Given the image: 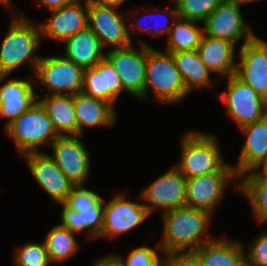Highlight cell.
<instances>
[{"mask_svg":"<svg viewBox=\"0 0 267 266\" xmlns=\"http://www.w3.org/2000/svg\"><path fill=\"white\" fill-rule=\"evenodd\" d=\"M202 266H246L244 248L237 242L214 239L194 251Z\"/></svg>","mask_w":267,"mask_h":266,"instance_id":"d4e9b609","label":"cell"},{"mask_svg":"<svg viewBox=\"0 0 267 266\" xmlns=\"http://www.w3.org/2000/svg\"><path fill=\"white\" fill-rule=\"evenodd\" d=\"M93 266H123L121 262L114 256L109 255L97 260Z\"/></svg>","mask_w":267,"mask_h":266,"instance_id":"f35d334b","label":"cell"},{"mask_svg":"<svg viewBox=\"0 0 267 266\" xmlns=\"http://www.w3.org/2000/svg\"><path fill=\"white\" fill-rule=\"evenodd\" d=\"M174 1H175V5H177L182 0H174Z\"/></svg>","mask_w":267,"mask_h":266,"instance_id":"7bdbcfd3","label":"cell"},{"mask_svg":"<svg viewBox=\"0 0 267 266\" xmlns=\"http://www.w3.org/2000/svg\"><path fill=\"white\" fill-rule=\"evenodd\" d=\"M179 22L174 21L165 52H180L197 50L200 44L203 30L196 27V21L177 18Z\"/></svg>","mask_w":267,"mask_h":266,"instance_id":"83f0119b","label":"cell"},{"mask_svg":"<svg viewBox=\"0 0 267 266\" xmlns=\"http://www.w3.org/2000/svg\"><path fill=\"white\" fill-rule=\"evenodd\" d=\"M88 27L99 38L102 47L115 48L132 45L129 28L116 8L103 7L88 0Z\"/></svg>","mask_w":267,"mask_h":266,"instance_id":"5bb4252c","label":"cell"},{"mask_svg":"<svg viewBox=\"0 0 267 266\" xmlns=\"http://www.w3.org/2000/svg\"><path fill=\"white\" fill-rule=\"evenodd\" d=\"M220 98L240 128L267 115V101L235 74L228 77V91L220 94Z\"/></svg>","mask_w":267,"mask_h":266,"instance_id":"52a82bcc","label":"cell"},{"mask_svg":"<svg viewBox=\"0 0 267 266\" xmlns=\"http://www.w3.org/2000/svg\"><path fill=\"white\" fill-rule=\"evenodd\" d=\"M140 47L139 50L134 49L132 45L113 48L105 54V58L118 73L123 89L144 100L147 44L140 40Z\"/></svg>","mask_w":267,"mask_h":266,"instance_id":"9c48e42d","label":"cell"},{"mask_svg":"<svg viewBox=\"0 0 267 266\" xmlns=\"http://www.w3.org/2000/svg\"><path fill=\"white\" fill-rule=\"evenodd\" d=\"M0 2L10 7L11 0H0Z\"/></svg>","mask_w":267,"mask_h":266,"instance_id":"b9f144b4","label":"cell"},{"mask_svg":"<svg viewBox=\"0 0 267 266\" xmlns=\"http://www.w3.org/2000/svg\"><path fill=\"white\" fill-rule=\"evenodd\" d=\"M5 131L14 140L21 155L39 152V145L47 143L45 145L50 146V143L59 137L45 108L39 101L8 124Z\"/></svg>","mask_w":267,"mask_h":266,"instance_id":"8992f818","label":"cell"},{"mask_svg":"<svg viewBox=\"0 0 267 266\" xmlns=\"http://www.w3.org/2000/svg\"><path fill=\"white\" fill-rule=\"evenodd\" d=\"M84 72V68L65 57L50 56L41 57L34 73L50 95L64 94L65 90L69 91L65 94L75 95L82 91Z\"/></svg>","mask_w":267,"mask_h":266,"instance_id":"ba28073f","label":"cell"},{"mask_svg":"<svg viewBox=\"0 0 267 266\" xmlns=\"http://www.w3.org/2000/svg\"><path fill=\"white\" fill-rule=\"evenodd\" d=\"M214 136L191 131L181 144V162L175 166L186 178L214 172H235L221 158Z\"/></svg>","mask_w":267,"mask_h":266,"instance_id":"3957f363","label":"cell"},{"mask_svg":"<svg viewBox=\"0 0 267 266\" xmlns=\"http://www.w3.org/2000/svg\"><path fill=\"white\" fill-rule=\"evenodd\" d=\"M50 11L57 10L64 5L71 4L77 0H39Z\"/></svg>","mask_w":267,"mask_h":266,"instance_id":"8d00e7d4","label":"cell"},{"mask_svg":"<svg viewBox=\"0 0 267 266\" xmlns=\"http://www.w3.org/2000/svg\"><path fill=\"white\" fill-rule=\"evenodd\" d=\"M83 184L74 185L67 200L61 203V226L77 233L91 229V237H99L103 227L104 199L99 194L83 188Z\"/></svg>","mask_w":267,"mask_h":266,"instance_id":"5b68a950","label":"cell"},{"mask_svg":"<svg viewBox=\"0 0 267 266\" xmlns=\"http://www.w3.org/2000/svg\"><path fill=\"white\" fill-rule=\"evenodd\" d=\"M187 178L174 167L153 181L140 195L145 211L151 214L157 208L165 211L186 206Z\"/></svg>","mask_w":267,"mask_h":266,"instance_id":"30bf717a","label":"cell"},{"mask_svg":"<svg viewBox=\"0 0 267 266\" xmlns=\"http://www.w3.org/2000/svg\"><path fill=\"white\" fill-rule=\"evenodd\" d=\"M234 48L235 44L228 40L213 38L203 33L197 51L210 72L229 77L236 73L237 68L233 61Z\"/></svg>","mask_w":267,"mask_h":266,"instance_id":"7402d4cb","label":"cell"},{"mask_svg":"<svg viewBox=\"0 0 267 266\" xmlns=\"http://www.w3.org/2000/svg\"><path fill=\"white\" fill-rule=\"evenodd\" d=\"M50 146L54 155H49L75 185L84 184L90 171L88 151L78 136H59Z\"/></svg>","mask_w":267,"mask_h":266,"instance_id":"8fae6325","label":"cell"},{"mask_svg":"<svg viewBox=\"0 0 267 266\" xmlns=\"http://www.w3.org/2000/svg\"><path fill=\"white\" fill-rule=\"evenodd\" d=\"M162 215L164 238L159 245L161 252H194L203 244L214 240L209 235L206 240H201L212 215L208 211L185 206L165 211Z\"/></svg>","mask_w":267,"mask_h":266,"instance_id":"6da1fadb","label":"cell"},{"mask_svg":"<svg viewBox=\"0 0 267 266\" xmlns=\"http://www.w3.org/2000/svg\"><path fill=\"white\" fill-rule=\"evenodd\" d=\"M242 176L244 180L236 187L249 198L257 221L265 222L267 220V180L249 174V172L240 177Z\"/></svg>","mask_w":267,"mask_h":266,"instance_id":"f546056e","label":"cell"},{"mask_svg":"<svg viewBox=\"0 0 267 266\" xmlns=\"http://www.w3.org/2000/svg\"><path fill=\"white\" fill-rule=\"evenodd\" d=\"M165 256L167 258L162 260L161 266H202L194 252L165 253Z\"/></svg>","mask_w":267,"mask_h":266,"instance_id":"e575fe53","label":"cell"},{"mask_svg":"<svg viewBox=\"0 0 267 266\" xmlns=\"http://www.w3.org/2000/svg\"><path fill=\"white\" fill-rule=\"evenodd\" d=\"M12 17L13 21L0 49V82L27 61L33 63V70H36L41 59L38 56L33 57L36 48L39 47L40 27L23 14L19 17L14 14Z\"/></svg>","mask_w":267,"mask_h":266,"instance_id":"7a4b0ae2","label":"cell"},{"mask_svg":"<svg viewBox=\"0 0 267 266\" xmlns=\"http://www.w3.org/2000/svg\"><path fill=\"white\" fill-rule=\"evenodd\" d=\"M22 156L27 160L30 172L44 191L57 203H64L75 184L65 176L49 154L39 151Z\"/></svg>","mask_w":267,"mask_h":266,"instance_id":"9a60e30c","label":"cell"},{"mask_svg":"<svg viewBox=\"0 0 267 266\" xmlns=\"http://www.w3.org/2000/svg\"><path fill=\"white\" fill-rule=\"evenodd\" d=\"M154 249L141 246L132 250L125 261L121 256L114 255L123 266H161L162 259Z\"/></svg>","mask_w":267,"mask_h":266,"instance_id":"d6a6232c","label":"cell"},{"mask_svg":"<svg viewBox=\"0 0 267 266\" xmlns=\"http://www.w3.org/2000/svg\"><path fill=\"white\" fill-rule=\"evenodd\" d=\"M90 1L99 6L118 8L126 0H90Z\"/></svg>","mask_w":267,"mask_h":266,"instance_id":"ab89813d","label":"cell"},{"mask_svg":"<svg viewBox=\"0 0 267 266\" xmlns=\"http://www.w3.org/2000/svg\"><path fill=\"white\" fill-rule=\"evenodd\" d=\"M31 81L12 79L0 87V116L9 118L5 127L27 112L38 100Z\"/></svg>","mask_w":267,"mask_h":266,"instance_id":"ffe728a7","label":"cell"},{"mask_svg":"<svg viewBox=\"0 0 267 266\" xmlns=\"http://www.w3.org/2000/svg\"><path fill=\"white\" fill-rule=\"evenodd\" d=\"M227 1L234 2L240 6V4L247 3V2L250 3V2L256 1V0H227Z\"/></svg>","mask_w":267,"mask_h":266,"instance_id":"60d3db41","label":"cell"},{"mask_svg":"<svg viewBox=\"0 0 267 266\" xmlns=\"http://www.w3.org/2000/svg\"><path fill=\"white\" fill-rule=\"evenodd\" d=\"M223 0H182L175 9L166 10L163 13H169L177 18L204 22L217 8Z\"/></svg>","mask_w":267,"mask_h":266,"instance_id":"4dcf8cb0","label":"cell"},{"mask_svg":"<svg viewBox=\"0 0 267 266\" xmlns=\"http://www.w3.org/2000/svg\"><path fill=\"white\" fill-rule=\"evenodd\" d=\"M235 177L238 178L235 172H214L187 178L186 206L212 214L223 196L227 182Z\"/></svg>","mask_w":267,"mask_h":266,"instance_id":"2e32d148","label":"cell"},{"mask_svg":"<svg viewBox=\"0 0 267 266\" xmlns=\"http://www.w3.org/2000/svg\"><path fill=\"white\" fill-rule=\"evenodd\" d=\"M78 135L83 134L84 126H110L116 120V112L110 103L94 98L83 92L73 95Z\"/></svg>","mask_w":267,"mask_h":266,"instance_id":"603a6c76","label":"cell"},{"mask_svg":"<svg viewBox=\"0 0 267 266\" xmlns=\"http://www.w3.org/2000/svg\"><path fill=\"white\" fill-rule=\"evenodd\" d=\"M148 87L154 91L156 99L162 103L177 102L190 92L186 89L171 53H162L147 45L144 100Z\"/></svg>","mask_w":267,"mask_h":266,"instance_id":"277c9868","label":"cell"},{"mask_svg":"<svg viewBox=\"0 0 267 266\" xmlns=\"http://www.w3.org/2000/svg\"><path fill=\"white\" fill-rule=\"evenodd\" d=\"M168 53H171L185 87L189 92L197 87L202 88L211 85L210 71L200 59L197 50Z\"/></svg>","mask_w":267,"mask_h":266,"instance_id":"4316f807","label":"cell"},{"mask_svg":"<svg viewBox=\"0 0 267 266\" xmlns=\"http://www.w3.org/2000/svg\"><path fill=\"white\" fill-rule=\"evenodd\" d=\"M261 167H263L262 172L259 171ZM249 173L267 180V154L261 159V161Z\"/></svg>","mask_w":267,"mask_h":266,"instance_id":"74e56055","label":"cell"},{"mask_svg":"<svg viewBox=\"0 0 267 266\" xmlns=\"http://www.w3.org/2000/svg\"><path fill=\"white\" fill-rule=\"evenodd\" d=\"M148 216L142 203L128 201L125 195L118 194L104 205L103 227L99 237L113 238L129 232Z\"/></svg>","mask_w":267,"mask_h":266,"instance_id":"e0dca14e","label":"cell"},{"mask_svg":"<svg viewBox=\"0 0 267 266\" xmlns=\"http://www.w3.org/2000/svg\"><path fill=\"white\" fill-rule=\"evenodd\" d=\"M241 131L246 136L239 162L234 167L236 175L250 172L267 154V115L258 121L242 126Z\"/></svg>","mask_w":267,"mask_h":266,"instance_id":"44dd1931","label":"cell"},{"mask_svg":"<svg viewBox=\"0 0 267 266\" xmlns=\"http://www.w3.org/2000/svg\"><path fill=\"white\" fill-rule=\"evenodd\" d=\"M77 0L51 11L52 18L40 26L41 33L58 41H65L88 27V0L85 6Z\"/></svg>","mask_w":267,"mask_h":266,"instance_id":"ac0fdd59","label":"cell"},{"mask_svg":"<svg viewBox=\"0 0 267 266\" xmlns=\"http://www.w3.org/2000/svg\"><path fill=\"white\" fill-rule=\"evenodd\" d=\"M65 58L84 69L94 67L105 58L99 38L87 27L64 41Z\"/></svg>","mask_w":267,"mask_h":266,"instance_id":"cb8c5ba5","label":"cell"},{"mask_svg":"<svg viewBox=\"0 0 267 266\" xmlns=\"http://www.w3.org/2000/svg\"><path fill=\"white\" fill-rule=\"evenodd\" d=\"M123 90L118 73L106 58L85 69L81 91L84 94L105 100L113 106Z\"/></svg>","mask_w":267,"mask_h":266,"instance_id":"d6986e66","label":"cell"},{"mask_svg":"<svg viewBox=\"0 0 267 266\" xmlns=\"http://www.w3.org/2000/svg\"><path fill=\"white\" fill-rule=\"evenodd\" d=\"M235 75L267 101V43L254 37L243 43Z\"/></svg>","mask_w":267,"mask_h":266,"instance_id":"4fadbf2b","label":"cell"},{"mask_svg":"<svg viewBox=\"0 0 267 266\" xmlns=\"http://www.w3.org/2000/svg\"><path fill=\"white\" fill-rule=\"evenodd\" d=\"M74 234L60 224L49 231L44 244L50 263L64 262L76 253L79 245Z\"/></svg>","mask_w":267,"mask_h":266,"instance_id":"f1b7e54d","label":"cell"},{"mask_svg":"<svg viewBox=\"0 0 267 266\" xmlns=\"http://www.w3.org/2000/svg\"><path fill=\"white\" fill-rule=\"evenodd\" d=\"M15 266H48L50 260L44 242L28 243L15 253Z\"/></svg>","mask_w":267,"mask_h":266,"instance_id":"1f68e13d","label":"cell"},{"mask_svg":"<svg viewBox=\"0 0 267 266\" xmlns=\"http://www.w3.org/2000/svg\"><path fill=\"white\" fill-rule=\"evenodd\" d=\"M203 32L213 38L225 39L234 44L242 38L249 42L255 34L241 15L239 5L223 0L218 8L203 22Z\"/></svg>","mask_w":267,"mask_h":266,"instance_id":"7c38bea8","label":"cell"},{"mask_svg":"<svg viewBox=\"0 0 267 266\" xmlns=\"http://www.w3.org/2000/svg\"><path fill=\"white\" fill-rule=\"evenodd\" d=\"M140 22L141 21L139 20V22L136 23L137 25H133V26H135V27H133L134 28L133 30L139 29L141 33H143V32L147 33V31H149V33L152 34L153 36H158L162 33H168V35H169L170 30H171L172 26L174 25V22H172V24L168 25L167 27L166 26L164 28L163 27H161V28L155 27L154 29H151V31H150V28H151L150 26L148 27V29H146L143 27L142 23L140 25L138 24ZM156 22H158V20Z\"/></svg>","mask_w":267,"mask_h":266,"instance_id":"d590c367","label":"cell"},{"mask_svg":"<svg viewBox=\"0 0 267 266\" xmlns=\"http://www.w3.org/2000/svg\"><path fill=\"white\" fill-rule=\"evenodd\" d=\"M59 136H78L73 95H48L39 100ZM65 133V134H64ZM67 133V134H66Z\"/></svg>","mask_w":267,"mask_h":266,"instance_id":"484cf974","label":"cell"},{"mask_svg":"<svg viewBox=\"0 0 267 266\" xmlns=\"http://www.w3.org/2000/svg\"><path fill=\"white\" fill-rule=\"evenodd\" d=\"M245 256L246 266H267V231L254 241Z\"/></svg>","mask_w":267,"mask_h":266,"instance_id":"836d02e7","label":"cell"}]
</instances>
